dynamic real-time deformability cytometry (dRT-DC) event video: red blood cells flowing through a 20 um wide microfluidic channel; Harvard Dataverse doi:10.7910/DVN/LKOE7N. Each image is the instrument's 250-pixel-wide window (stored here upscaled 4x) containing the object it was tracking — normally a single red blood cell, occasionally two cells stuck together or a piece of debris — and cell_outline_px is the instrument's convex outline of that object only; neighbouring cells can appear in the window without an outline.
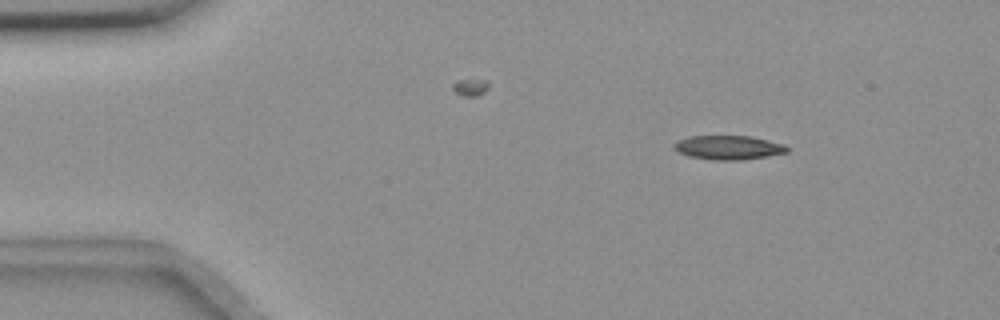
{"species": "common noctule bat (a hibernating species)", "species_latin": "Nyctalus noctula", "temperature_condition": "room temperature", "stored_images_in_passage": 19, "camera_frame_rate_fps": 3000, "um_per_image_px": 0.085, "animal": {"sex": "female", "body_mass_g": 18.4}, "frame": {"image": 1, "passage_image": 4, "time_ms": 1.0, "image_size_px": [1000, 320], "cell_outline_px": [[788, 152], [740, 160], [712, 160], [688, 156], [680, 152], [672, 144], [676, 140], [688, 136], [748, 136], [784, 144], [788, 148]], "centroid_in_image_um": [61.86, 12.53], "position_along_channel_um": 23.1, "area_um2": 15.66}}
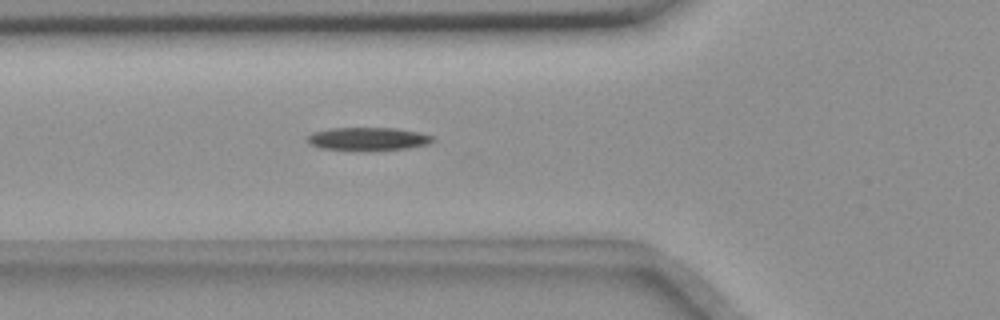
{"frame": {"image": 2, "passage_image": 16, "time_ms": 5.0, "image_size_px": [1000, 320], "cell_outline_px": [[436, 140], [428, 144], [408, 148], [320, 148], [308, 144], [308, 136], [312, 132], [328, 128], [396, 128], [420, 132], [432, 136]], "centroid_in_image_um": [31.3, 11.76], "position_along_channel_um": 94.5, "area_um2": 16.13}}
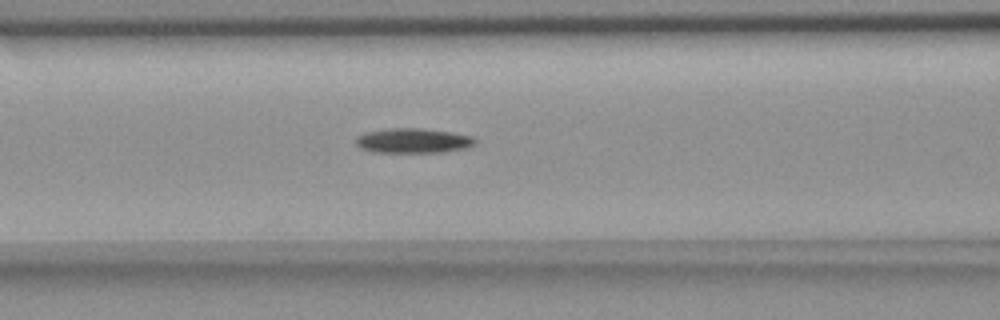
{"frame": {"image": 3, "passage_image": 19, "time_ms": 6.0, "image_size_px": [1000, 320], "cell_outline_px": [[476, 144], [464, 148], [444, 152], [372, 152], [360, 148], [356, 144], [356, 136], [364, 132], [384, 128], [420, 128], [452, 132], [472, 136], [476, 140]], "centroid_in_image_um": [35.08, 11.95], "position_along_channel_um": 131.5, "area_um2": 17.4}}